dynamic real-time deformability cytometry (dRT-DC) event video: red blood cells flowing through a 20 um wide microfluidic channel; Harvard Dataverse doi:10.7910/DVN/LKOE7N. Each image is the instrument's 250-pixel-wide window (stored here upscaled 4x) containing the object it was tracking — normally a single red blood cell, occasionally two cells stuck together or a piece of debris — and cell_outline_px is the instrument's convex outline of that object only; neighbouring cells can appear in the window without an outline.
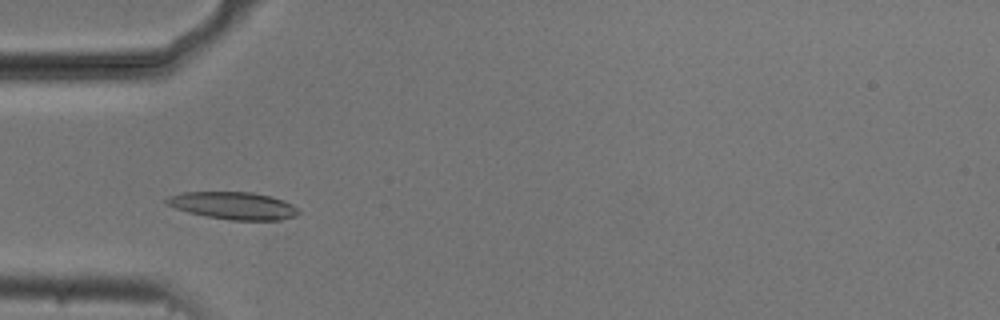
{"species": "common noctule bat (a hibernating species)", "species_latin": "Nyctalus noctula", "temperature_condition": "cold", "stored_images_in_passage": 49, "camera_frame_rate_fps": 3000, "um_per_image_px": 0.085, "animal": {"sex": "male", "body_mass_g": 20.5, "forearm_length_mm": 52.5}, "frame": {"image": 1, "passage_image": 12, "time_ms": 3.667, "image_size_px": [1000, 320], "cell_outline_px": [[300, 212], [296, 216], [280, 220], [228, 220], [188, 212], [164, 204], [164, 200], [168, 196], [184, 192], [252, 192], [272, 196], [284, 200], [300, 208]], "centroid_in_image_um": [19.87, 17.47], "position_along_channel_um": 65.1, "area_um2": 21.27}}
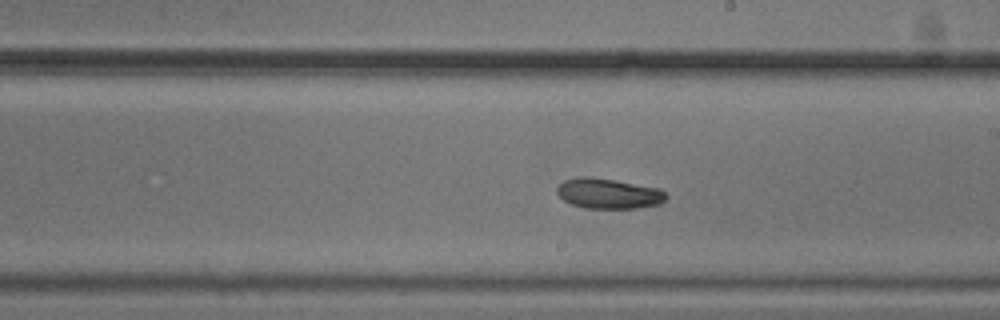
{"frame": {"image": 2, "passage_image": 26, "time_ms": 8.333, "image_size_px": [1000, 320], "cell_outline_px": [[668, 196], [660, 204], [636, 208], [584, 208], [572, 204], [564, 200], [556, 192], [556, 188], [564, 180], [580, 176], [592, 176], [616, 180], [660, 188]], "centroid_in_image_um": [51.72, 16.44], "position_along_channel_um": 237.3, "area_um2": 19.36}}
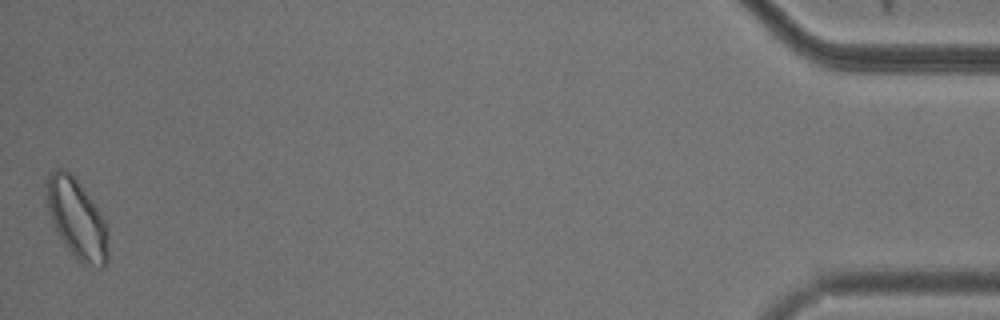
{"frame": {"image": 3, "passage_image": 49, "time_ms": 16.0, "image_size_px": [1000, 320], "cell_outline_px": [[108, 260], [104, 268], [100, 268], [84, 264], [76, 260], [64, 244], [56, 232], [44, 204], [48, 176], [56, 168], [64, 168], [76, 180], [100, 212], [104, 220], [108, 232]], "centroid_in_image_um": [6.51, 18.65], "position_along_channel_um": 428.7, "area_um2": 28.78}}